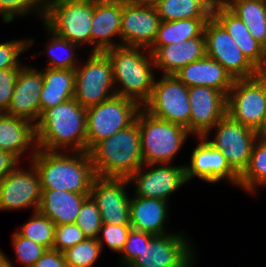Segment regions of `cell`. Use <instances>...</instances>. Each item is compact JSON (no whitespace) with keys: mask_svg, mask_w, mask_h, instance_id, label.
Returning <instances> with one entry per match:
<instances>
[{"mask_svg":"<svg viewBox=\"0 0 266 267\" xmlns=\"http://www.w3.org/2000/svg\"><path fill=\"white\" fill-rule=\"evenodd\" d=\"M31 151L30 162L39 174L41 189L90 194L97 176L89 152Z\"/></svg>","mask_w":266,"mask_h":267,"instance_id":"cell-1","label":"cell"},{"mask_svg":"<svg viewBox=\"0 0 266 267\" xmlns=\"http://www.w3.org/2000/svg\"><path fill=\"white\" fill-rule=\"evenodd\" d=\"M37 148L86 151V108L74 98L46 109L35 125Z\"/></svg>","mask_w":266,"mask_h":267,"instance_id":"cell-2","label":"cell"},{"mask_svg":"<svg viewBox=\"0 0 266 267\" xmlns=\"http://www.w3.org/2000/svg\"><path fill=\"white\" fill-rule=\"evenodd\" d=\"M88 152L97 177L128 179L144 166L138 121L100 140Z\"/></svg>","mask_w":266,"mask_h":267,"instance_id":"cell-3","label":"cell"},{"mask_svg":"<svg viewBox=\"0 0 266 267\" xmlns=\"http://www.w3.org/2000/svg\"><path fill=\"white\" fill-rule=\"evenodd\" d=\"M141 47L118 46L104 51L111 62L116 95L137 102L141 107L149 100L155 80L153 55ZM149 52V53H148ZM148 54V55H147Z\"/></svg>","mask_w":266,"mask_h":267,"instance_id":"cell-4","label":"cell"},{"mask_svg":"<svg viewBox=\"0 0 266 267\" xmlns=\"http://www.w3.org/2000/svg\"><path fill=\"white\" fill-rule=\"evenodd\" d=\"M144 167L169 163L191 134L185 127L158 119L143 108L137 114Z\"/></svg>","mask_w":266,"mask_h":267,"instance_id":"cell-5","label":"cell"},{"mask_svg":"<svg viewBox=\"0 0 266 267\" xmlns=\"http://www.w3.org/2000/svg\"><path fill=\"white\" fill-rule=\"evenodd\" d=\"M95 0H46L43 23L54 34L81 46L91 44Z\"/></svg>","mask_w":266,"mask_h":267,"instance_id":"cell-6","label":"cell"},{"mask_svg":"<svg viewBox=\"0 0 266 267\" xmlns=\"http://www.w3.org/2000/svg\"><path fill=\"white\" fill-rule=\"evenodd\" d=\"M141 108L134 100L117 95L86 108V151L132 125Z\"/></svg>","mask_w":266,"mask_h":267,"instance_id":"cell-7","label":"cell"},{"mask_svg":"<svg viewBox=\"0 0 266 267\" xmlns=\"http://www.w3.org/2000/svg\"><path fill=\"white\" fill-rule=\"evenodd\" d=\"M266 112V72L252 78L235 79L227 95L226 114L255 131Z\"/></svg>","mask_w":266,"mask_h":267,"instance_id":"cell-8","label":"cell"},{"mask_svg":"<svg viewBox=\"0 0 266 267\" xmlns=\"http://www.w3.org/2000/svg\"><path fill=\"white\" fill-rule=\"evenodd\" d=\"M113 70L104 52H91L82 67L75 68L74 99L83 107L97 105L116 96Z\"/></svg>","mask_w":266,"mask_h":267,"instance_id":"cell-9","label":"cell"},{"mask_svg":"<svg viewBox=\"0 0 266 267\" xmlns=\"http://www.w3.org/2000/svg\"><path fill=\"white\" fill-rule=\"evenodd\" d=\"M142 108L152 116L185 127L189 131L191 107L188 87L175 75L154 80L149 100Z\"/></svg>","mask_w":266,"mask_h":267,"instance_id":"cell-10","label":"cell"},{"mask_svg":"<svg viewBox=\"0 0 266 267\" xmlns=\"http://www.w3.org/2000/svg\"><path fill=\"white\" fill-rule=\"evenodd\" d=\"M204 36L206 56L219 62L234 79L252 78L261 73L213 16L205 24Z\"/></svg>","mask_w":266,"mask_h":267,"instance_id":"cell-11","label":"cell"},{"mask_svg":"<svg viewBox=\"0 0 266 267\" xmlns=\"http://www.w3.org/2000/svg\"><path fill=\"white\" fill-rule=\"evenodd\" d=\"M191 248L182 233L154 235L126 267H192Z\"/></svg>","mask_w":266,"mask_h":267,"instance_id":"cell-12","label":"cell"},{"mask_svg":"<svg viewBox=\"0 0 266 267\" xmlns=\"http://www.w3.org/2000/svg\"><path fill=\"white\" fill-rule=\"evenodd\" d=\"M213 128L216 129L214 139L204 138L223 152L229 166L240 176L248 166L259 137L257 131L234 121L227 114Z\"/></svg>","mask_w":266,"mask_h":267,"instance_id":"cell-13","label":"cell"},{"mask_svg":"<svg viewBox=\"0 0 266 267\" xmlns=\"http://www.w3.org/2000/svg\"><path fill=\"white\" fill-rule=\"evenodd\" d=\"M127 178L96 177L90 197L97 204L102 223L130 225V198L126 193Z\"/></svg>","mask_w":266,"mask_h":267,"instance_id":"cell-14","label":"cell"},{"mask_svg":"<svg viewBox=\"0 0 266 267\" xmlns=\"http://www.w3.org/2000/svg\"><path fill=\"white\" fill-rule=\"evenodd\" d=\"M41 183L37 170L15 167L0 181V210L33 208L38 211L41 201Z\"/></svg>","mask_w":266,"mask_h":267,"instance_id":"cell-15","label":"cell"},{"mask_svg":"<svg viewBox=\"0 0 266 267\" xmlns=\"http://www.w3.org/2000/svg\"><path fill=\"white\" fill-rule=\"evenodd\" d=\"M146 164L150 168L143 171V166L128 180L135 183V195L145 198L162 199L168 202L169 196L187 183L185 165L169 166V163ZM154 166V167H153ZM156 166V167H155Z\"/></svg>","mask_w":266,"mask_h":267,"instance_id":"cell-16","label":"cell"},{"mask_svg":"<svg viewBox=\"0 0 266 267\" xmlns=\"http://www.w3.org/2000/svg\"><path fill=\"white\" fill-rule=\"evenodd\" d=\"M191 115L189 132L207 137L213 127L226 115L227 96L219 90L206 86L188 88Z\"/></svg>","mask_w":266,"mask_h":267,"instance_id":"cell-17","label":"cell"},{"mask_svg":"<svg viewBox=\"0 0 266 267\" xmlns=\"http://www.w3.org/2000/svg\"><path fill=\"white\" fill-rule=\"evenodd\" d=\"M160 23L156 8L122 3L121 46L149 49Z\"/></svg>","mask_w":266,"mask_h":267,"instance_id":"cell-18","label":"cell"},{"mask_svg":"<svg viewBox=\"0 0 266 267\" xmlns=\"http://www.w3.org/2000/svg\"><path fill=\"white\" fill-rule=\"evenodd\" d=\"M193 149L190 165H185L187 182L195 176L208 183L227 180L233 185L239 184V175L229 166L223 152L214 148L204 137Z\"/></svg>","mask_w":266,"mask_h":267,"instance_id":"cell-19","label":"cell"},{"mask_svg":"<svg viewBox=\"0 0 266 267\" xmlns=\"http://www.w3.org/2000/svg\"><path fill=\"white\" fill-rule=\"evenodd\" d=\"M43 86L41 71L22 66L18 73L11 103L5 112L37 124L40 119V92Z\"/></svg>","mask_w":266,"mask_h":267,"instance_id":"cell-20","label":"cell"},{"mask_svg":"<svg viewBox=\"0 0 266 267\" xmlns=\"http://www.w3.org/2000/svg\"><path fill=\"white\" fill-rule=\"evenodd\" d=\"M154 69L162 70L163 75H174L182 67L206 56L205 36L195 37L184 42L167 46H151Z\"/></svg>","mask_w":266,"mask_h":267,"instance_id":"cell-21","label":"cell"},{"mask_svg":"<svg viewBox=\"0 0 266 267\" xmlns=\"http://www.w3.org/2000/svg\"><path fill=\"white\" fill-rule=\"evenodd\" d=\"M122 3L95 0L94 15L91 25V52H104L121 46L114 43L111 37L118 36L121 40Z\"/></svg>","mask_w":266,"mask_h":267,"instance_id":"cell-22","label":"cell"},{"mask_svg":"<svg viewBox=\"0 0 266 267\" xmlns=\"http://www.w3.org/2000/svg\"><path fill=\"white\" fill-rule=\"evenodd\" d=\"M188 88L192 86H206L229 94L235 79L217 61L205 56L182 67L174 74Z\"/></svg>","mask_w":266,"mask_h":267,"instance_id":"cell-23","label":"cell"},{"mask_svg":"<svg viewBox=\"0 0 266 267\" xmlns=\"http://www.w3.org/2000/svg\"><path fill=\"white\" fill-rule=\"evenodd\" d=\"M212 16L226 29L247 59L264 72L263 46L249 33V29L223 3H214Z\"/></svg>","mask_w":266,"mask_h":267,"instance_id":"cell-24","label":"cell"},{"mask_svg":"<svg viewBox=\"0 0 266 267\" xmlns=\"http://www.w3.org/2000/svg\"><path fill=\"white\" fill-rule=\"evenodd\" d=\"M31 148L38 149L35 124L0 113V150L11 153L20 161L22 154Z\"/></svg>","mask_w":266,"mask_h":267,"instance_id":"cell-25","label":"cell"},{"mask_svg":"<svg viewBox=\"0 0 266 267\" xmlns=\"http://www.w3.org/2000/svg\"><path fill=\"white\" fill-rule=\"evenodd\" d=\"M90 194L42 189L38 211L56 225L75 223L83 202Z\"/></svg>","mask_w":266,"mask_h":267,"instance_id":"cell-26","label":"cell"},{"mask_svg":"<svg viewBox=\"0 0 266 267\" xmlns=\"http://www.w3.org/2000/svg\"><path fill=\"white\" fill-rule=\"evenodd\" d=\"M167 208L165 200L134 196L130 198V226L152 235L167 234L164 230Z\"/></svg>","mask_w":266,"mask_h":267,"instance_id":"cell-27","label":"cell"},{"mask_svg":"<svg viewBox=\"0 0 266 267\" xmlns=\"http://www.w3.org/2000/svg\"><path fill=\"white\" fill-rule=\"evenodd\" d=\"M43 86L40 92V117L48 108L73 99L75 70L43 68Z\"/></svg>","mask_w":266,"mask_h":267,"instance_id":"cell-28","label":"cell"},{"mask_svg":"<svg viewBox=\"0 0 266 267\" xmlns=\"http://www.w3.org/2000/svg\"><path fill=\"white\" fill-rule=\"evenodd\" d=\"M223 4L243 21L256 41L266 44V0H225Z\"/></svg>","mask_w":266,"mask_h":267,"instance_id":"cell-29","label":"cell"},{"mask_svg":"<svg viewBox=\"0 0 266 267\" xmlns=\"http://www.w3.org/2000/svg\"><path fill=\"white\" fill-rule=\"evenodd\" d=\"M213 0H160L155 7L161 21L210 19Z\"/></svg>","mask_w":266,"mask_h":267,"instance_id":"cell-30","label":"cell"},{"mask_svg":"<svg viewBox=\"0 0 266 267\" xmlns=\"http://www.w3.org/2000/svg\"><path fill=\"white\" fill-rule=\"evenodd\" d=\"M209 19H180L161 21L155 41L151 46H167L200 37Z\"/></svg>","mask_w":266,"mask_h":267,"instance_id":"cell-31","label":"cell"},{"mask_svg":"<svg viewBox=\"0 0 266 267\" xmlns=\"http://www.w3.org/2000/svg\"><path fill=\"white\" fill-rule=\"evenodd\" d=\"M266 186V139L259 138L255 142L247 168L239 176L242 189L256 193L257 187Z\"/></svg>","mask_w":266,"mask_h":267,"instance_id":"cell-32","label":"cell"},{"mask_svg":"<svg viewBox=\"0 0 266 267\" xmlns=\"http://www.w3.org/2000/svg\"><path fill=\"white\" fill-rule=\"evenodd\" d=\"M56 224L47 216L34 211L29 221L24 223L17 231L21 236L41 244L47 249L53 248Z\"/></svg>","mask_w":266,"mask_h":267,"instance_id":"cell-33","label":"cell"},{"mask_svg":"<svg viewBox=\"0 0 266 267\" xmlns=\"http://www.w3.org/2000/svg\"><path fill=\"white\" fill-rule=\"evenodd\" d=\"M46 29L50 33V37L52 38L47 44V52L48 57H50L48 61V65L45 68H54V69H73L78 66L76 55L74 54L75 48L77 49L78 45L70 42L67 39H64L53 32H51L47 27ZM62 50L65 52V55H57L56 52ZM57 50V51H56ZM56 51V52H55ZM61 51V52H62Z\"/></svg>","mask_w":266,"mask_h":267,"instance_id":"cell-34","label":"cell"},{"mask_svg":"<svg viewBox=\"0 0 266 267\" xmlns=\"http://www.w3.org/2000/svg\"><path fill=\"white\" fill-rule=\"evenodd\" d=\"M102 247L97 239L86 238L63 252L67 267H94Z\"/></svg>","mask_w":266,"mask_h":267,"instance_id":"cell-35","label":"cell"},{"mask_svg":"<svg viewBox=\"0 0 266 267\" xmlns=\"http://www.w3.org/2000/svg\"><path fill=\"white\" fill-rule=\"evenodd\" d=\"M75 223L87 238L97 239L102 219L97 204L90 196L83 202Z\"/></svg>","mask_w":266,"mask_h":267,"instance_id":"cell-36","label":"cell"},{"mask_svg":"<svg viewBox=\"0 0 266 267\" xmlns=\"http://www.w3.org/2000/svg\"><path fill=\"white\" fill-rule=\"evenodd\" d=\"M34 9L43 19L46 0H0V15L6 23L13 21L18 15H26Z\"/></svg>","mask_w":266,"mask_h":267,"instance_id":"cell-37","label":"cell"},{"mask_svg":"<svg viewBox=\"0 0 266 267\" xmlns=\"http://www.w3.org/2000/svg\"><path fill=\"white\" fill-rule=\"evenodd\" d=\"M12 243L23 267H33L36 261L46 252L47 248L15 232L12 237Z\"/></svg>","mask_w":266,"mask_h":267,"instance_id":"cell-38","label":"cell"},{"mask_svg":"<svg viewBox=\"0 0 266 267\" xmlns=\"http://www.w3.org/2000/svg\"><path fill=\"white\" fill-rule=\"evenodd\" d=\"M130 225H112L108 223H102L100 233L97 237V241L103 248L104 242L114 252H119L124 248L127 236L131 230ZM103 237V238H102Z\"/></svg>","mask_w":266,"mask_h":267,"instance_id":"cell-39","label":"cell"},{"mask_svg":"<svg viewBox=\"0 0 266 267\" xmlns=\"http://www.w3.org/2000/svg\"><path fill=\"white\" fill-rule=\"evenodd\" d=\"M86 238L76 223L56 225L52 249L64 252L66 249L73 247Z\"/></svg>","mask_w":266,"mask_h":267,"instance_id":"cell-40","label":"cell"},{"mask_svg":"<svg viewBox=\"0 0 266 267\" xmlns=\"http://www.w3.org/2000/svg\"><path fill=\"white\" fill-rule=\"evenodd\" d=\"M34 40H12L0 44V69L18 68L21 64L18 57L33 44Z\"/></svg>","mask_w":266,"mask_h":267,"instance_id":"cell-41","label":"cell"},{"mask_svg":"<svg viewBox=\"0 0 266 267\" xmlns=\"http://www.w3.org/2000/svg\"><path fill=\"white\" fill-rule=\"evenodd\" d=\"M154 235L131 228L124 248L121 251L122 266H127L143 248L144 242H149Z\"/></svg>","mask_w":266,"mask_h":267,"instance_id":"cell-42","label":"cell"},{"mask_svg":"<svg viewBox=\"0 0 266 267\" xmlns=\"http://www.w3.org/2000/svg\"><path fill=\"white\" fill-rule=\"evenodd\" d=\"M21 67L22 65L18 68L0 69V113H5L8 110Z\"/></svg>","mask_w":266,"mask_h":267,"instance_id":"cell-43","label":"cell"},{"mask_svg":"<svg viewBox=\"0 0 266 267\" xmlns=\"http://www.w3.org/2000/svg\"><path fill=\"white\" fill-rule=\"evenodd\" d=\"M33 267H67L63 252L47 249Z\"/></svg>","mask_w":266,"mask_h":267,"instance_id":"cell-44","label":"cell"},{"mask_svg":"<svg viewBox=\"0 0 266 267\" xmlns=\"http://www.w3.org/2000/svg\"><path fill=\"white\" fill-rule=\"evenodd\" d=\"M18 161L11 153L0 150V181L17 166Z\"/></svg>","mask_w":266,"mask_h":267,"instance_id":"cell-45","label":"cell"},{"mask_svg":"<svg viewBox=\"0 0 266 267\" xmlns=\"http://www.w3.org/2000/svg\"><path fill=\"white\" fill-rule=\"evenodd\" d=\"M159 1L160 0H128V4L155 8Z\"/></svg>","mask_w":266,"mask_h":267,"instance_id":"cell-46","label":"cell"},{"mask_svg":"<svg viewBox=\"0 0 266 267\" xmlns=\"http://www.w3.org/2000/svg\"><path fill=\"white\" fill-rule=\"evenodd\" d=\"M0 267H14L11 261L5 256L4 252L0 250Z\"/></svg>","mask_w":266,"mask_h":267,"instance_id":"cell-47","label":"cell"},{"mask_svg":"<svg viewBox=\"0 0 266 267\" xmlns=\"http://www.w3.org/2000/svg\"><path fill=\"white\" fill-rule=\"evenodd\" d=\"M259 138L266 139V112L260 129L257 131Z\"/></svg>","mask_w":266,"mask_h":267,"instance_id":"cell-48","label":"cell"},{"mask_svg":"<svg viewBox=\"0 0 266 267\" xmlns=\"http://www.w3.org/2000/svg\"><path fill=\"white\" fill-rule=\"evenodd\" d=\"M263 55H264V72H266V44L263 46Z\"/></svg>","mask_w":266,"mask_h":267,"instance_id":"cell-49","label":"cell"},{"mask_svg":"<svg viewBox=\"0 0 266 267\" xmlns=\"http://www.w3.org/2000/svg\"><path fill=\"white\" fill-rule=\"evenodd\" d=\"M102 1H106V2H121V3L128 4V0H102Z\"/></svg>","mask_w":266,"mask_h":267,"instance_id":"cell-50","label":"cell"},{"mask_svg":"<svg viewBox=\"0 0 266 267\" xmlns=\"http://www.w3.org/2000/svg\"><path fill=\"white\" fill-rule=\"evenodd\" d=\"M215 3H223L225 0H213Z\"/></svg>","mask_w":266,"mask_h":267,"instance_id":"cell-51","label":"cell"}]
</instances>
